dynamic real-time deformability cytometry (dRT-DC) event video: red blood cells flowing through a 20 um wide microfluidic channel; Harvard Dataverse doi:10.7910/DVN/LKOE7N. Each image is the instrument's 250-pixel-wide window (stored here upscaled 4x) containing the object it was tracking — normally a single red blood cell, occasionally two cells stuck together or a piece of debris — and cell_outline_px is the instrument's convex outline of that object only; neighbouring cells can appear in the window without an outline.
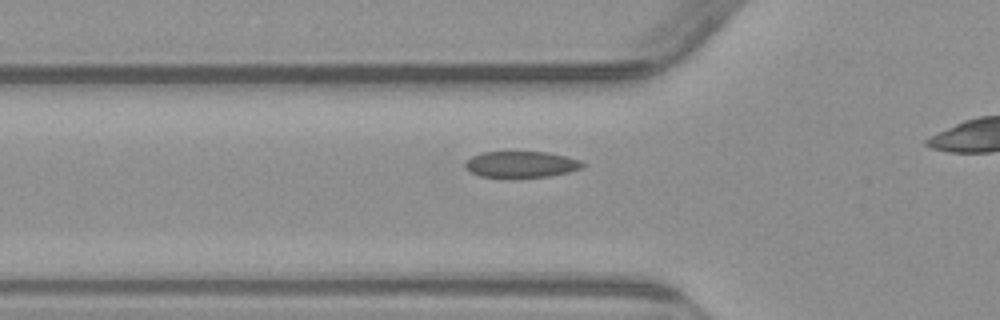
{"species": "common noctule bat (a hibernating species)", "species_latin": "Nyctalus noctula", "temperature_condition": "warm", "stored_images_in_passage": 33, "camera_frame_rate_fps": 3000, "um_per_image_px": 0.085, "animal": {"sex": "male", "body_mass_g": 23.1, "forearm_length_mm": 52.7}, "frame": {"image": 1, "passage_image": 8, "time_ms": 2.333, "image_size_px": [1000, 320], "cell_outline_px": [[584, 168], [568, 172], [548, 176], [480, 176], [472, 172], [464, 164], [472, 156], [480, 152], [548, 152], [580, 160], [584, 164]], "centroid_in_image_um": [44.33, 13.95], "position_along_channel_um": 81.5, "area_um2": 17.46}}
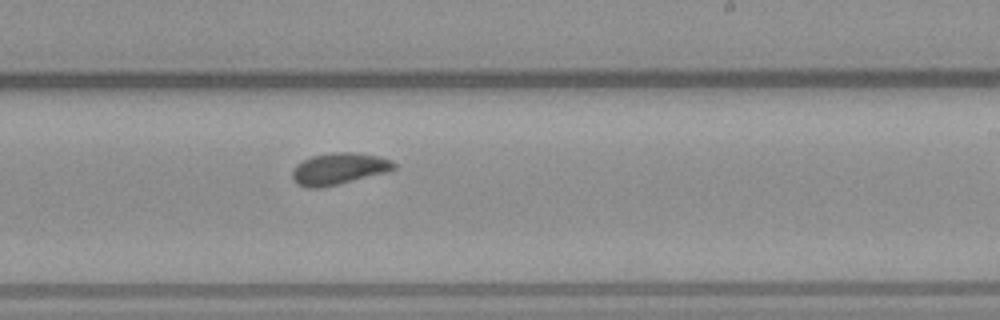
{"frame": {"image": 2, "passage_image": 22, "time_ms": 7.0, "image_size_px": [1000, 320], "cell_outline_px": [[396, 168], [388, 172], [320, 188], [308, 188], [296, 184], [292, 180], [292, 168], [296, 164], [312, 156], [332, 152], [352, 152], [380, 156], [392, 160], [396, 164]], "centroid_in_image_um": [28.79, 14.34], "position_along_channel_um": 260.2, "area_um2": 18.9}}
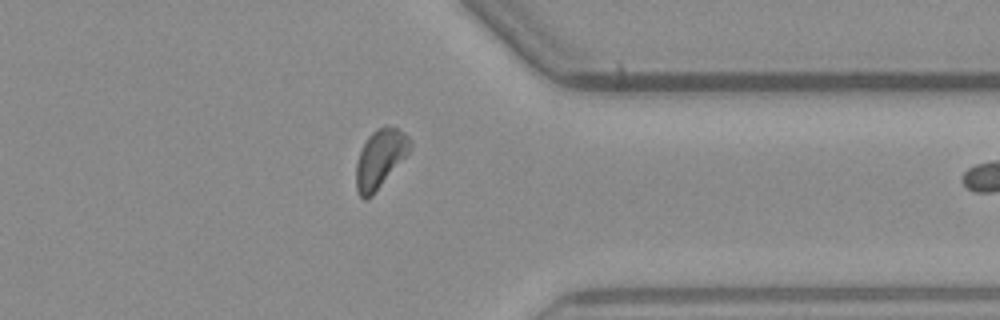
{"frame": {"image": 3, "passage_image": 32, "time_ms": 10.333, "image_size_px": [1000, 320], "cell_outline_px": [[412, 144], [408, 152], [372, 196], [364, 200], [360, 196], [356, 188], [356, 164], [360, 152], [368, 136], [376, 128], [384, 124], [396, 128], [404, 132], [412, 140]], "centroid_in_image_um": [32.3, 13.45], "position_along_channel_um": 379.1, "area_um2": 18.15}}